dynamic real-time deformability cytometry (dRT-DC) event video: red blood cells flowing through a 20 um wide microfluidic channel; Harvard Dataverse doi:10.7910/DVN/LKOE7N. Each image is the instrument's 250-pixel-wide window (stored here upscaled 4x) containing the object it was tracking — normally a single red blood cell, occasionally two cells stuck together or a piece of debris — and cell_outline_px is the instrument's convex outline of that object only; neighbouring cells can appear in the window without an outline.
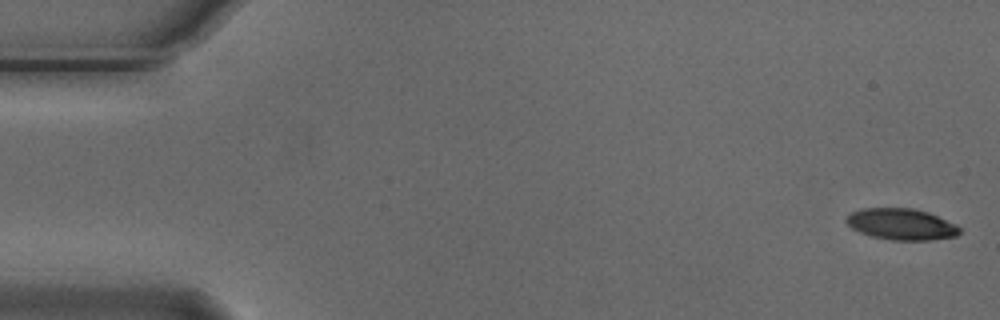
{"species": "Egyptian fruit bat (a non-hibernating species)", "species_latin": "Rousettus aegyptiacus", "temperature_condition": "cold", "stored_images_in_passage": 4, "camera_frame_rate_fps": 3000, "um_per_image_px": 0.085, "animal": {"sex": "male"}, "frame": {"image": 1, "passage_image": 1, "time_ms": 0.0, "image_size_px": [1000, 320], "cell_outline_px": [[960, 232], [956, 236], [928, 240], [892, 240], [872, 236], [860, 232], [852, 228], [844, 220], [852, 212], [860, 208], [912, 208], [928, 212], [956, 224], [960, 228]], "centroid_in_image_um": [76.61, 19.05], "position_along_channel_um": 8.4, "area_um2": 20.58}}
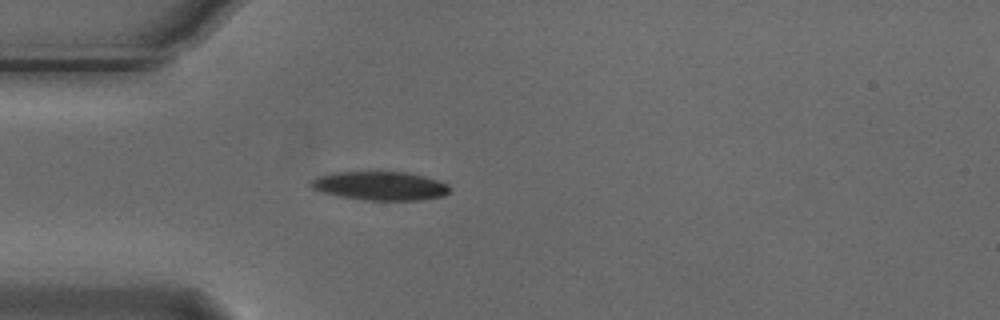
{"frame": {"image": 2, "passage_image": 4, "time_ms": 1.0, "image_size_px": [1000, 320], "cell_outline_px": [[448, 192], [444, 196], [420, 200], [364, 200], [340, 196], [324, 192], [312, 188], [308, 184], [308, 180], [316, 176], [336, 172], [408, 172], [440, 180], [448, 184]], "centroid_in_image_um": [32.29, 15.79], "position_along_channel_um": 52.7, "area_um2": 23.35}}